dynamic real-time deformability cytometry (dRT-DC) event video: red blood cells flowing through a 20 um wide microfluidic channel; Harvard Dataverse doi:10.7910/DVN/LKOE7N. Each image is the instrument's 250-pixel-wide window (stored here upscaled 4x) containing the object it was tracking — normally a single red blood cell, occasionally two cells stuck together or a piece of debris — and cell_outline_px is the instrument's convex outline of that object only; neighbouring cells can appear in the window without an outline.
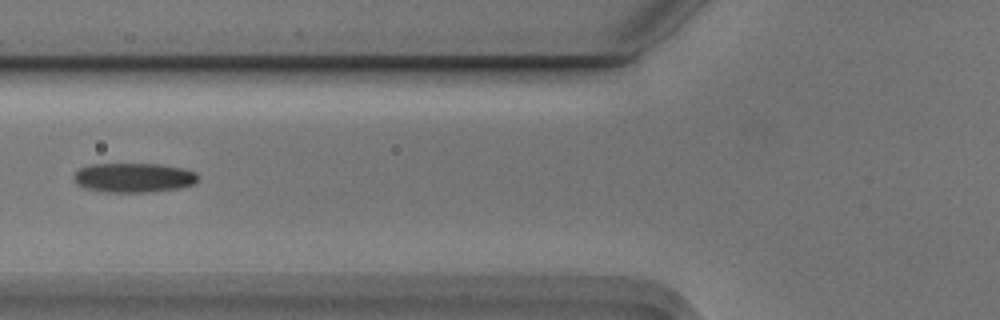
{"species": "Egyptian fruit bat (a non-hibernating species)", "species_latin": "Rousettus aegyptiacus", "temperature_condition": "cold", "stored_images_in_passage": 3, "camera_frame_rate_fps": 3000, "um_per_image_px": 0.085, "animal": {"sex": "male"}, "frame": {"image": 1, "passage_image": 3, "time_ms": 0.667, "image_size_px": [1000, 320], "cell_outline_px": [[196, 180], [192, 184], [176, 188], [148, 192], [104, 192], [84, 188], [76, 184], [72, 176], [80, 168], [92, 164], [160, 164], [180, 168], [196, 172]], "centroid_in_image_um": [11.28, 15.1], "position_along_channel_um": 114.5, "area_um2": 21.1}}